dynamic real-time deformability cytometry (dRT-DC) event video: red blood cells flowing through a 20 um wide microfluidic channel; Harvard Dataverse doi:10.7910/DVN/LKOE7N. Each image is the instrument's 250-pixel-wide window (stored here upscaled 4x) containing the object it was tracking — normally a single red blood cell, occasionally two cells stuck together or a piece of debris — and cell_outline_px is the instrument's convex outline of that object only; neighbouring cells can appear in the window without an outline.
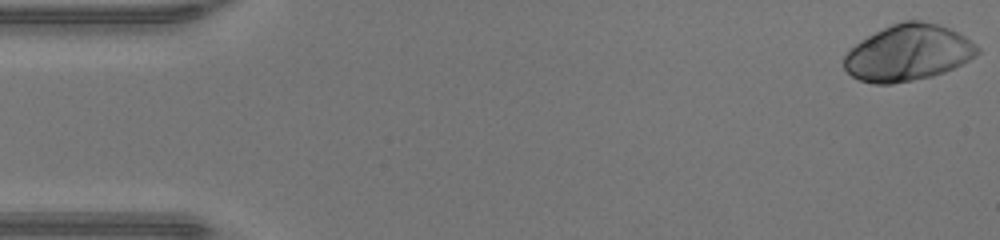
{"species": "human", "species_latin": "Homo sapiens", "temperature_condition": "warm", "stored_images_in_passage": 48, "camera_frame_rate_fps": 3000, "um_per_image_px": 0.085, "donor": {"sex": "male"}, "frame": {"image": 1, "passage_image": 1, "time_ms": 0.0, "image_size_px": [1000, 240], "cell_outline_px": [[980, 52], [976, 56], [944, 72], [932, 76], [892, 84], [872, 84], [860, 80], [852, 76], [844, 68], [844, 56], [856, 44], [868, 36], [892, 24], [904, 20], [920, 20], [936, 24], [948, 28], [972, 40], [980, 48]], "centroid_in_image_um": [77.2, 4.49], "position_along_channel_um": 7.8, "area_um2": 43.35}}
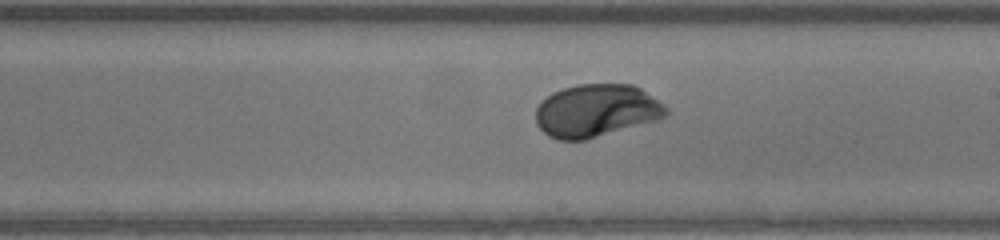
{"frame": {"image": 2, "passage_image": 27, "time_ms": 8.667, "image_size_px": [1000, 240], "cell_outline_px": [[668, 116], [656, 120], [584, 140], [556, 140], [548, 136], [536, 124], [536, 108], [552, 92], [576, 84], [632, 84], [640, 88], [668, 108]], "centroid_in_image_um": [50.67, 9.41], "position_along_channel_um": 238.3, "area_um2": 39.82}}
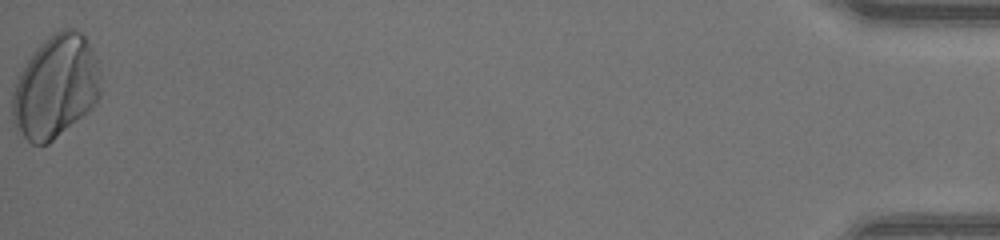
{"frame": {"image": 3, "passage_image": 48, "time_ms": 15.667, "image_size_px": [1000, 240], "cell_outline_px": [[100, 96], [92, 108], [88, 112], [48, 144], [32, 144], [16, 132], [12, 120], [12, 92], [20, 72], [36, 48], [48, 36], [60, 28], [76, 28], [84, 32], [88, 40], [96, 60], [100, 72]], "centroid_in_image_um": [4.73, 7.37], "position_along_channel_um": 430.5, "area_um2": 53.41}, "authors_computed_cell_mechanics": {"area_um2": 40.8068, "velocity_mm_per_s": 4.3204, "shape_relaxation_time_tau1_ms": 1.8607, "shape_relaxation_time_tau2_ms": null, "deformation_change_tau1": 0.1584, "deformation_change_tau2": null}}